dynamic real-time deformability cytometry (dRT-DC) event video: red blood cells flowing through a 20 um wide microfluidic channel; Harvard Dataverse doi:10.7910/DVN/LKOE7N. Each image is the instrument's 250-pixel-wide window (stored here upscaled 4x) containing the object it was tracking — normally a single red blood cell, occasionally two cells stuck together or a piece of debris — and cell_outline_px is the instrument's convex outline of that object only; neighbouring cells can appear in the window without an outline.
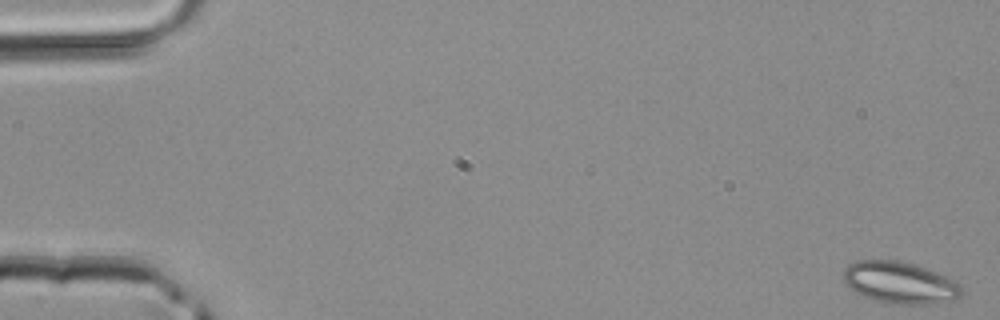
{"species": "common noctule bat (a hibernating species)", "species_latin": "Nyctalus noctula", "temperature_condition": "room temperature", "stored_images_in_passage": 5, "camera_frame_rate_fps": 3000, "um_per_image_px": 0.085, "animal": {"sex": "male", "body_mass_g": 20.4}, "frame": {"image": 1, "passage_image": 1, "time_ms": 0.0, "image_size_px": [1000, 320], "cell_outline_px": [[964, 292], [960, 296], [952, 300], [928, 304], [896, 304], [872, 300], [852, 292], [848, 288], [844, 280], [844, 268], [848, 264], [856, 260], [896, 260], [912, 264], [936, 272], [960, 284]], "centroid_in_image_um": [76.43, 24.03], "position_along_channel_um": 8.6, "area_um2": 28.84}}